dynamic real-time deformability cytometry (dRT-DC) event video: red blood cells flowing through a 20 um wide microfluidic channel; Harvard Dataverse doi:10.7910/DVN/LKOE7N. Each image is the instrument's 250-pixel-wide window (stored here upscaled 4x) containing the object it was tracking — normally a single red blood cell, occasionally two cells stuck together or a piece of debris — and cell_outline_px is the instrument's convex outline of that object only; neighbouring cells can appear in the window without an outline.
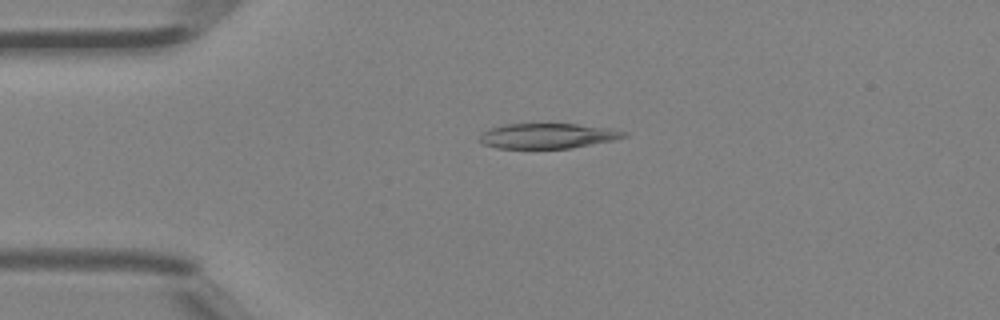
{"species": "Egyptian fruit bat (a non-hibernating species)", "species_latin": "Rousettus aegyptiacus", "temperature_condition": "room temperature", "stored_images_in_passage": 36, "camera_frame_rate_fps": 3000, "um_per_image_px": 0.085, "animal": {"sex": "female"}, "frame": {"image": 1, "passage_image": 1, "time_ms": 0.0, "image_size_px": [1000, 320], "cell_outline_px": [[628, 136], [616, 140], [572, 148], [496, 148], [484, 144], [480, 140], [480, 136], [488, 128], [504, 124], [576, 124], [608, 128], [628, 132]], "centroid_in_image_um": [46.59, 11.55], "position_along_channel_um": 38.4, "area_um2": 21.15}}
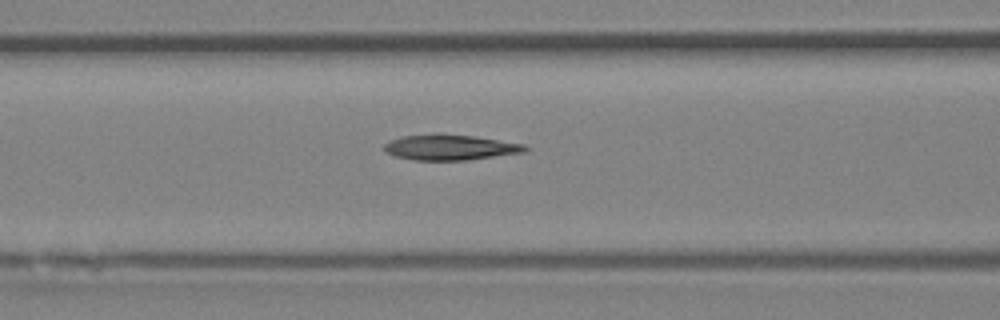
{"frame": {"image": 2, "passage_image": 9, "time_ms": 2.667, "image_size_px": [1000, 320], "cell_outline_px": [[532, 148], [524, 152], [468, 160], [416, 160], [396, 156], [384, 152], [384, 144], [392, 140], [404, 136], [436, 132], [440, 132], [476, 136], [524, 144]], "centroid_in_image_um": [38.29, 12.5], "position_along_channel_um": 128.3, "area_um2": 21.27}}
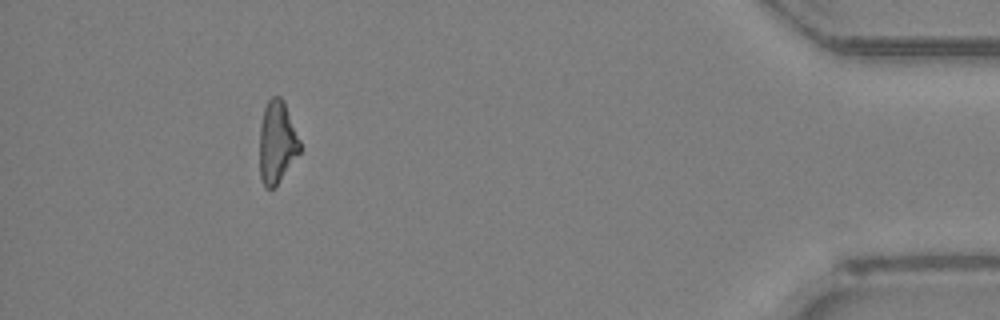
{"frame": {"image": 3, "passage_image": 32, "time_ms": 10.333, "image_size_px": [1000, 320], "cell_outline_px": [[300, 152], [276, 184], [272, 188], [264, 188], [260, 176], [260, 124], [264, 108], [268, 100], [272, 96], [280, 96], [284, 100], [300, 140]], "centroid_in_image_um": [23.53, 12.05], "position_along_channel_um": 411.7, "area_um2": 19.19}}